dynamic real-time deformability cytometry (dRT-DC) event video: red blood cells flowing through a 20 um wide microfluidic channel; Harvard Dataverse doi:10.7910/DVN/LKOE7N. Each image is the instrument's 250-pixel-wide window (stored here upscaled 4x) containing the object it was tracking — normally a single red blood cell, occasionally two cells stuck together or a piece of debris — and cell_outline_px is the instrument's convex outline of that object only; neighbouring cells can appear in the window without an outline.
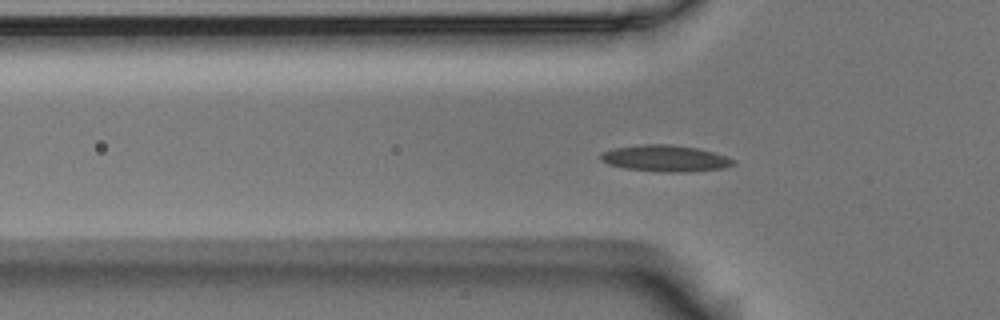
{"species": "Egyptian fruit bat (a non-hibernating species)", "species_latin": "Rousettus aegyptiacus", "temperature_condition": "room temperature", "stored_images_in_passage": 47, "camera_frame_rate_fps": 3000, "um_per_image_px": 0.085, "animal": {"sex": "male"}, "frame": {"image": 1, "passage_image": 8, "time_ms": 2.333, "image_size_px": [1000, 320], "cell_outline_px": [[736, 164], [724, 168], [688, 172], [664, 172], [624, 168], [608, 164], [600, 160], [600, 152], [616, 148], [644, 144], [672, 144], [696, 148], [712, 152], [736, 160]], "centroid_in_image_um": [56.55, 13.47], "position_along_channel_um": 69.3, "area_um2": 20.4}}
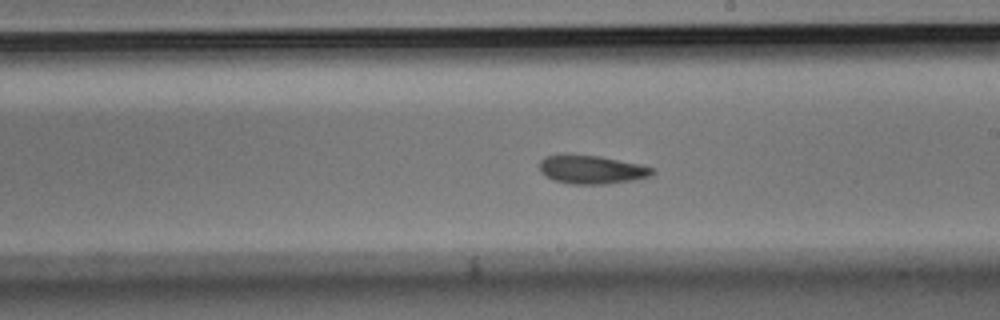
{"frame": {"image": 2, "passage_image": 22, "time_ms": 7.0, "image_size_px": [1000, 320], "cell_outline_px": [[656, 172], [648, 176], [632, 180], [608, 184], [572, 184], [556, 180], [544, 176], [540, 172], [540, 160], [544, 156], [564, 152], [568, 152], [600, 156], [640, 164], [652, 168]], "centroid_in_image_um": [50.21, 14.37], "position_along_channel_um": 238.8, "area_um2": 19.19}}
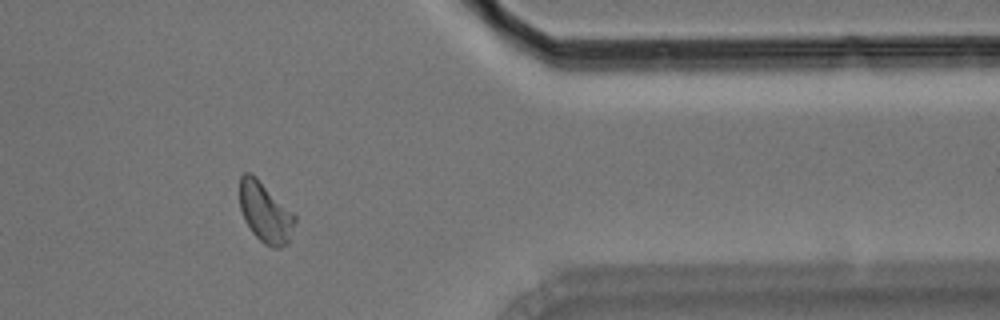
{"frame": {"image": 3, "passage_image": 36, "time_ms": 11.667, "image_size_px": [1000, 320], "cell_outline_px": [[296, 220], [288, 244], [280, 248], [272, 248], [264, 244], [252, 232], [244, 220], [240, 208], [240, 176], [244, 172], [248, 172], [256, 176], [296, 216]], "centroid_in_image_um": [22.54, 18.07], "position_along_channel_um": 388.9, "area_um2": 19.36}, "authors_computed_cell_mechanics": {"area_um2": 18.8428, "velocity_mm_per_s": 3.622, "shape_relaxation_time_tau1_ms": 5.1883, "shape_relaxation_time_tau2_ms": 6.1673, "deformation_change_tau1": 0.1207, "deformation_change_tau2": 0.0965}}